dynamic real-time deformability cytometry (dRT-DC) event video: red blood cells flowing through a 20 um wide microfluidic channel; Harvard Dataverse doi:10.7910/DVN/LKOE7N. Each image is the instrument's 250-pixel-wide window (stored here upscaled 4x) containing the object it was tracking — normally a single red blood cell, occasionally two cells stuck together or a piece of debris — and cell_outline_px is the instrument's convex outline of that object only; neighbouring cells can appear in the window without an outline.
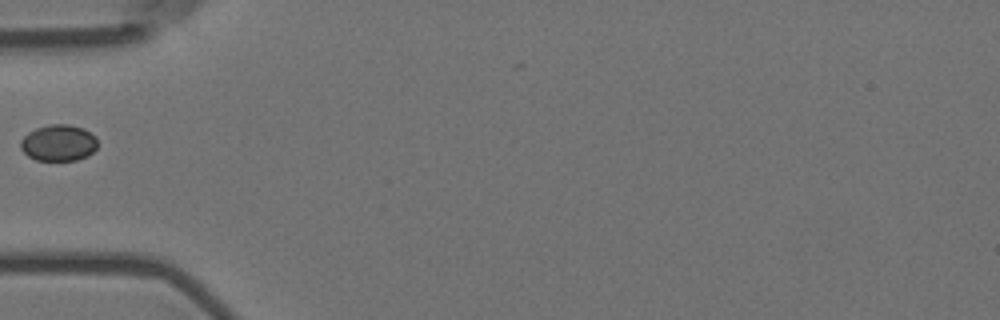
{"species": "Egyptian fruit bat (a non-hibernating species)", "species_latin": "Rousettus aegyptiacus", "temperature_condition": "room temperature", "stored_images_in_passage": 1, "camera_frame_rate_fps": 3000, "um_per_image_px": 0.085, "animal": {"sex": "female"}, "frame": {"image": 1, "passage_image": 1, "time_ms": 0.0, "image_size_px": [1000, 320], "cell_outline_px": [[96, 148], [88, 156], [76, 160], [36, 160], [28, 156], [20, 148], [20, 140], [28, 132], [36, 128], [48, 124], [68, 124], [84, 128], [96, 136]], "centroid_in_image_um": [4.97, 12.13], "position_along_channel_um": 80.0, "area_um2": 16.42}}